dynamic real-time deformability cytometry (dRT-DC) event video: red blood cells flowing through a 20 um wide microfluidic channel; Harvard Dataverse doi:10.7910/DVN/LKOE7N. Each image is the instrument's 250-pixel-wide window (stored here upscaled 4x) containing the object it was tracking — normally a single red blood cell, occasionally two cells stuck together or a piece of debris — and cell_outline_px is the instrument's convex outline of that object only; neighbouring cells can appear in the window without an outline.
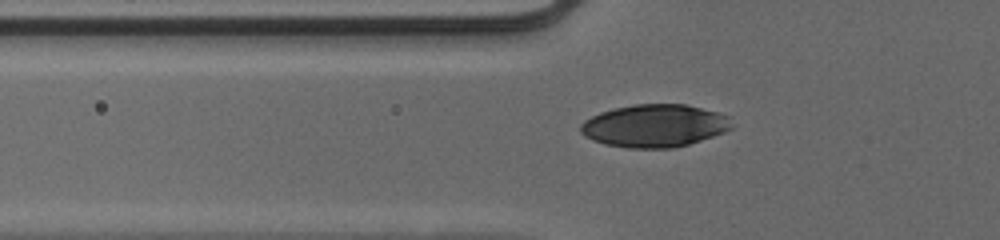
{"species": "human", "species_latin": "Homo sapiens", "temperature_condition": "cold", "stored_images_in_passage": 40, "camera_frame_rate_fps": 3000, "um_per_image_px": 0.085, "donor": {"sex": "male"}, "frame": {"image": 1, "passage_image": 6, "time_ms": 1.667, "image_size_px": [1000, 240], "cell_outline_px": [[732, 128], [724, 132], [688, 144], [672, 148], [628, 148], [604, 144], [592, 140], [584, 136], [580, 132], [580, 124], [584, 120], [600, 112], [612, 108], [636, 104], [684, 104], [732, 116]], "centroid_in_image_um": [55.62, 10.69], "position_along_channel_um": 70.2, "area_um2": 37.74}}
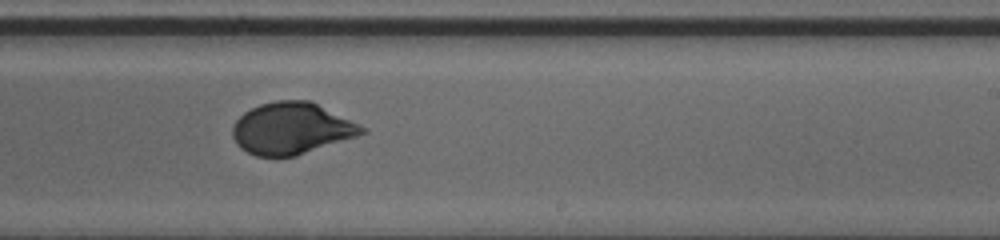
{"frame": {"image": 2, "passage_image": 21, "time_ms": 6.667, "image_size_px": [1000, 240], "cell_outline_px": [[368, 132], [296, 156], [256, 156], [240, 148], [236, 144], [232, 136], [232, 128], [236, 120], [244, 112], [260, 104], [276, 100], [312, 100], [368, 128]], "centroid_in_image_um": [24.79, 10.9], "position_along_channel_um": 264.2, "area_um2": 39.13}}
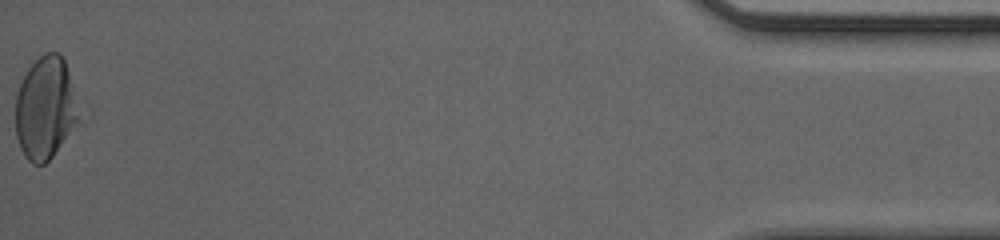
{"frame": {"image": 3, "passage_image": 40, "time_ms": 13.0, "image_size_px": [1000, 240], "cell_outline_px": [[92, 112], [52, 156], [44, 164], [32, 164], [24, 156], [20, 148], [16, 136], [16, 92], [28, 68], [44, 52], [60, 52], [88, 104]], "centroid_in_image_um": [4.08, 9.17], "position_along_channel_um": 431.1, "area_um2": 41.15}, "authors_computed_cell_mechanics": {"area_um2": 37.9168, "velocity_mm_per_s": 3.9415, "shape_relaxation_time_tau1_ms": 4.5843, "shape_relaxation_time_tau2_ms": null, "deformation_change_tau1": 0.1571, "deformation_change_tau2": null}}